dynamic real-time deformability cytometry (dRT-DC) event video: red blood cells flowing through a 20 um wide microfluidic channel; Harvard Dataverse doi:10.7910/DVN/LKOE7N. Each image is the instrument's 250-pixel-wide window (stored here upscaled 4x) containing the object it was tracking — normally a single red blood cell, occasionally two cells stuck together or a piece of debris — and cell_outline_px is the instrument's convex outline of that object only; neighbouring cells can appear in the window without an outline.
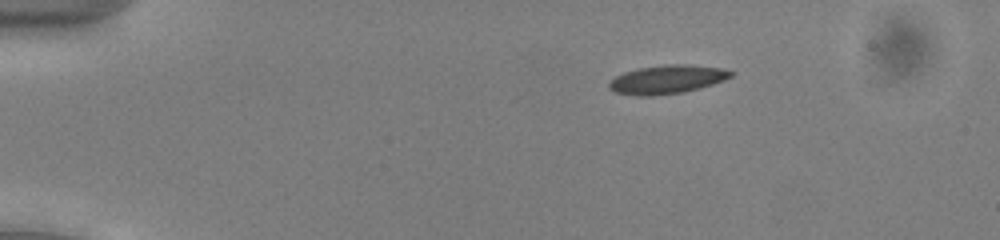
{"species": "common noctule bat (a hibernating species)", "species_latin": "Nyctalus noctula", "temperature_condition": "cold", "stored_images_in_passage": 47, "camera_frame_rate_fps": 3000, "um_per_image_px": 0.085, "animal": {"sex": "male", "body_mass_g": 13.0, "forearm_length_mm": 53.1}, "frame": {"image": 1, "passage_image": 3, "time_ms": 0.667, "image_size_px": [1000, 240], "cell_outline_px": [[736, 72], [732, 76], [724, 80], [700, 88], [684, 92], [652, 96], [636, 96], [616, 92], [608, 88], [608, 84], [616, 76], [624, 72], [640, 68], [668, 64], [688, 64], [720, 68]], "centroid_in_image_um": [56.71, 6.75], "position_along_channel_um": 28.3, "area_um2": 20.29}}
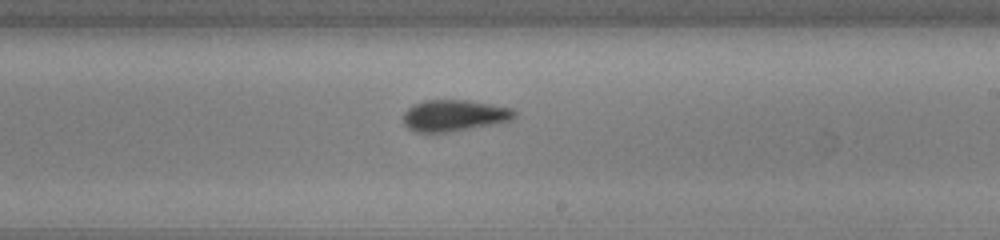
{"frame": {"image": 2, "passage_image": 26, "time_ms": 8.333, "image_size_px": [1000, 240], "cell_outline_px": [[516, 116], [512, 120], [492, 124], [448, 132], [416, 132], [408, 128], [404, 124], [404, 112], [408, 108], [424, 100], [464, 100], [512, 108], [516, 112]], "centroid_in_image_um": [38.6, 9.82], "position_along_channel_um": 250.4, "area_um2": 20.06}}
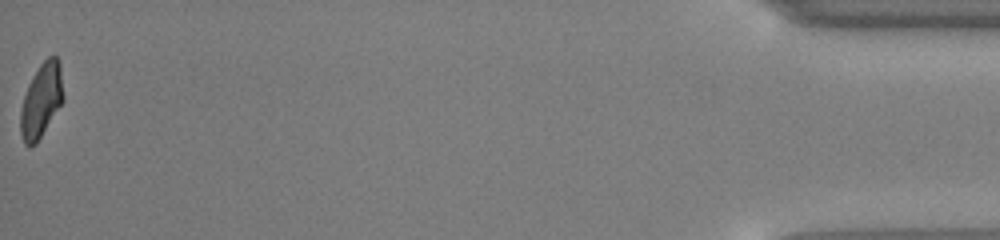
{"frame": {"image": 3, "passage_image": 47, "time_ms": 15.333, "image_size_px": [1000, 240], "cell_outline_px": [[64, 100], [36, 144], [28, 148], [24, 144], [20, 132], [20, 112], [24, 96], [28, 84], [32, 76], [40, 64], [48, 56], [56, 56], [60, 64], [64, 96]], "centroid_in_image_um": [3.51, 8.55], "position_along_channel_um": 431.7, "area_um2": 18.61}, "authors_computed_cell_mechanics": {"area_um2": 19.8832, "velocity_mm_per_s": 3.9051, "shape_relaxation_time_tau1_ms": 2.8073, "shape_relaxation_time_tau2_ms": 1.1542, "deformation_change_tau1": 0.1121, "deformation_change_tau2": 0.0847}}